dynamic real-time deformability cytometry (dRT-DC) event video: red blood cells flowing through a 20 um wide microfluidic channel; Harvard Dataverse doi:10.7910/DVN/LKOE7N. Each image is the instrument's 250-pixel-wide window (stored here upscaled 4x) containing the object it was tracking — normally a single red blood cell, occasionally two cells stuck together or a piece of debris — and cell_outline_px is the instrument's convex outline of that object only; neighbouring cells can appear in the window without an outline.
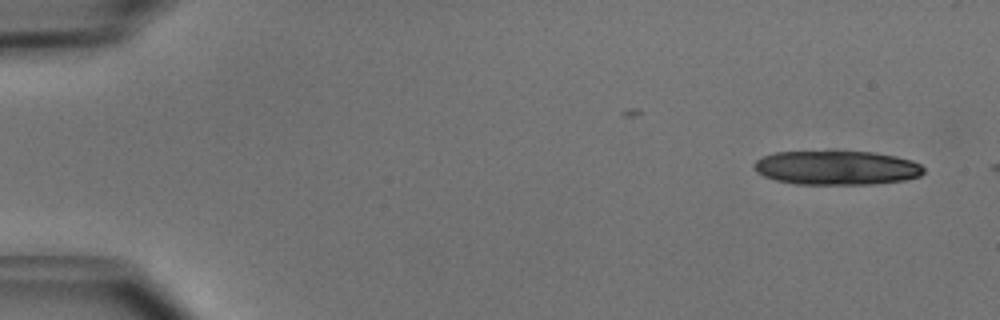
{"species": "common noctule bat (a hibernating species)", "species_latin": "Nyctalus noctula", "temperature_condition": "cold", "stored_images_in_passage": 5, "camera_frame_rate_fps": 3000, "um_per_image_px": 0.085, "animal": {"sex": "male", "body_mass_g": 15.6}, "frame": {"image": 1, "passage_image": 2, "time_ms": 0.333, "image_size_px": [1000, 320], "cell_outline_px": [[924, 172], [920, 176], [904, 180], [872, 184], [796, 184], [776, 180], [764, 176], [756, 172], [752, 164], [756, 160], [764, 156], [776, 152], [832, 148], [836, 148], [872, 152], [896, 156], [912, 160], [920, 164], [924, 168]], "centroid_in_image_um": [71.08, 14.21], "position_along_channel_um": 13.9, "area_um2": 35.08}}